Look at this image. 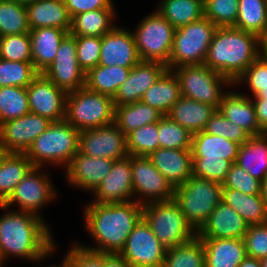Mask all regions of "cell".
<instances>
[{
	"mask_svg": "<svg viewBox=\"0 0 267 267\" xmlns=\"http://www.w3.org/2000/svg\"><path fill=\"white\" fill-rule=\"evenodd\" d=\"M0 209L6 211L0 216V250L5 261L11 256L31 262L43 261L56 250L44 218L29 212L7 211L3 204Z\"/></svg>",
	"mask_w": 267,
	"mask_h": 267,
	"instance_id": "6da1fadb",
	"label": "cell"
},
{
	"mask_svg": "<svg viewBox=\"0 0 267 267\" xmlns=\"http://www.w3.org/2000/svg\"><path fill=\"white\" fill-rule=\"evenodd\" d=\"M85 206V226L93 241H96V246H80L98 253L119 254L142 218L143 205L133 199L121 203H89Z\"/></svg>",
	"mask_w": 267,
	"mask_h": 267,
	"instance_id": "7a4b0ae2",
	"label": "cell"
},
{
	"mask_svg": "<svg viewBox=\"0 0 267 267\" xmlns=\"http://www.w3.org/2000/svg\"><path fill=\"white\" fill-rule=\"evenodd\" d=\"M262 54V39L235 27L216 29L204 64L233 84Z\"/></svg>",
	"mask_w": 267,
	"mask_h": 267,
	"instance_id": "3957f363",
	"label": "cell"
},
{
	"mask_svg": "<svg viewBox=\"0 0 267 267\" xmlns=\"http://www.w3.org/2000/svg\"><path fill=\"white\" fill-rule=\"evenodd\" d=\"M80 131L66 120L51 122L25 152L34 167L48 164L65 169L79 151Z\"/></svg>",
	"mask_w": 267,
	"mask_h": 267,
	"instance_id": "277c9868",
	"label": "cell"
},
{
	"mask_svg": "<svg viewBox=\"0 0 267 267\" xmlns=\"http://www.w3.org/2000/svg\"><path fill=\"white\" fill-rule=\"evenodd\" d=\"M173 200L198 231L222 201V184L192 175L184 184L175 187Z\"/></svg>",
	"mask_w": 267,
	"mask_h": 267,
	"instance_id": "5b68a950",
	"label": "cell"
},
{
	"mask_svg": "<svg viewBox=\"0 0 267 267\" xmlns=\"http://www.w3.org/2000/svg\"><path fill=\"white\" fill-rule=\"evenodd\" d=\"M113 98L86 87L67 93L65 120L79 131L114 123Z\"/></svg>",
	"mask_w": 267,
	"mask_h": 267,
	"instance_id": "8992f818",
	"label": "cell"
},
{
	"mask_svg": "<svg viewBox=\"0 0 267 267\" xmlns=\"http://www.w3.org/2000/svg\"><path fill=\"white\" fill-rule=\"evenodd\" d=\"M142 217L167 249L184 244L197 236V231L173 199L143 205Z\"/></svg>",
	"mask_w": 267,
	"mask_h": 267,
	"instance_id": "52a82bcc",
	"label": "cell"
},
{
	"mask_svg": "<svg viewBox=\"0 0 267 267\" xmlns=\"http://www.w3.org/2000/svg\"><path fill=\"white\" fill-rule=\"evenodd\" d=\"M218 27L205 16L175 30L167 68L205 62L209 45Z\"/></svg>",
	"mask_w": 267,
	"mask_h": 267,
	"instance_id": "ba28073f",
	"label": "cell"
},
{
	"mask_svg": "<svg viewBox=\"0 0 267 267\" xmlns=\"http://www.w3.org/2000/svg\"><path fill=\"white\" fill-rule=\"evenodd\" d=\"M172 70L179 79L182 96L210 104L217 109L226 93L222 88L234 85L228 78L210 69L204 63L183 65Z\"/></svg>",
	"mask_w": 267,
	"mask_h": 267,
	"instance_id": "9c48e42d",
	"label": "cell"
},
{
	"mask_svg": "<svg viewBox=\"0 0 267 267\" xmlns=\"http://www.w3.org/2000/svg\"><path fill=\"white\" fill-rule=\"evenodd\" d=\"M140 22L132 31L140 60L167 66L176 29L157 10Z\"/></svg>",
	"mask_w": 267,
	"mask_h": 267,
	"instance_id": "30bf717a",
	"label": "cell"
},
{
	"mask_svg": "<svg viewBox=\"0 0 267 267\" xmlns=\"http://www.w3.org/2000/svg\"><path fill=\"white\" fill-rule=\"evenodd\" d=\"M50 179L49 175L44 173L43 167H33L16 185L12 195L3 205L10 208L16 203L18 211L42 217L39 214L40 209L51 203L57 194Z\"/></svg>",
	"mask_w": 267,
	"mask_h": 267,
	"instance_id": "8fae6325",
	"label": "cell"
},
{
	"mask_svg": "<svg viewBox=\"0 0 267 267\" xmlns=\"http://www.w3.org/2000/svg\"><path fill=\"white\" fill-rule=\"evenodd\" d=\"M131 171L136 202L145 205L173 199L175 188L154 167L148 157L131 156Z\"/></svg>",
	"mask_w": 267,
	"mask_h": 267,
	"instance_id": "7c38bea8",
	"label": "cell"
},
{
	"mask_svg": "<svg viewBox=\"0 0 267 267\" xmlns=\"http://www.w3.org/2000/svg\"><path fill=\"white\" fill-rule=\"evenodd\" d=\"M167 248L142 217L119 253L132 267H162Z\"/></svg>",
	"mask_w": 267,
	"mask_h": 267,
	"instance_id": "4fadbf2b",
	"label": "cell"
},
{
	"mask_svg": "<svg viewBox=\"0 0 267 267\" xmlns=\"http://www.w3.org/2000/svg\"><path fill=\"white\" fill-rule=\"evenodd\" d=\"M79 152L112 160L125 158L128 156L127 135L115 123L80 131Z\"/></svg>",
	"mask_w": 267,
	"mask_h": 267,
	"instance_id": "5bb4252c",
	"label": "cell"
},
{
	"mask_svg": "<svg viewBox=\"0 0 267 267\" xmlns=\"http://www.w3.org/2000/svg\"><path fill=\"white\" fill-rule=\"evenodd\" d=\"M42 73L66 93L85 87V72L78 64L72 35L68 34L63 39L54 61Z\"/></svg>",
	"mask_w": 267,
	"mask_h": 267,
	"instance_id": "9a60e30c",
	"label": "cell"
},
{
	"mask_svg": "<svg viewBox=\"0 0 267 267\" xmlns=\"http://www.w3.org/2000/svg\"><path fill=\"white\" fill-rule=\"evenodd\" d=\"M30 112L51 122L65 120L67 93L57 87L43 73H39L27 86Z\"/></svg>",
	"mask_w": 267,
	"mask_h": 267,
	"instance_id": "2e32d148",
	"label": "cell"
},
{
	"mask_svg": "<svg viewBox=\"0 0 267 267\" xmlns=\"http://www.w3.org/2000/svg\"><path fill=\"white\" fill-rule=\"evenodd\" d=\"M50 124L47 118L29 112L0 126V142L8 153H25Z\"/></svg>",
	"mask_w": 267,
	"mask_h": 267,
	"instance_id": "e0dca14e",
	"label": "cell"
},
{
	"mask_svg": "<svg viewBox=\"0 0 267 267\" xmlns=\"http://www.w3.org/2000/svg\"><path fill=\"white\" fill-rule=\"evenodd\" d=\"M167 69L163 63L140 60L131 68L127 79L115 93L114 107L140 101L146 90L155 84Z\"/></svg>",
	"mask_w": 267,
	"mask_h": 267,
	"instance_id": "ac0fdd59",
	"label": "cell"
},
{
	"mask_svg": "<svg viewBox=\"0 0 267 267\" xmlns=\"http://www.w3.org/2000/svg\"><path fill=\"white\" fill-rule=\"evenodd\" d=\"M92 193L95 199L90 203L110 204L132 201L134 193L131 156L114 160L110 173Z\"/></svg>",
	"mask_w": 267,
	"mask_h": 267,
	"instance_id": "d6986e66",
	"label": "cell"
},
{
	"mask_svg": "<svg viewBox=\"0 0 267 267\" xmlns=\"http://www.w3.org/2000/svg\"><path fill=\"white\" fill-rule=\"evenodd\" d=\"M139 61L134 35L127 28L115 26L101 37L99 65L132 68Z\"/></svg>",
	"mask_w": 267,
	"mask_h": 267,
	"instance_id": "ffe728a7",
	"label": "cell"
},
{
	"mask_svg": "<svg viewBox=\"0 0 267 267\" xmlns=\"http://www.w3.org/2000/svg\"><path fill=\"white\" fill-rule=\"evenodd\" d=\"M113 163L112 159L86 156L78 151L65 169L66 182L93 192L110 173Z\"/></svg>",
	"mask_w": 267,
	"mask_h": 267,
	"instance_id": "44dd1931",
	"label": "cell"
},
{
	"mask_svg": "<svg viewBox=\"0 0 267 267\" xmlns=\"http://www.w3.org/2000/svg\"><path fill=\"white\" fill-rule=\"evenodd\" d=\"M248 226L245 220L231 206L221 201L197 231V236L199 238L213 239H244Z\"/></svg>",
	"mask_w": 267,
	"mask_h": 267,
	"instance_id": "7402d4cb",
	"label": "cell"
},
{
	"mask_svg": "<svg viewBox=\"0 0 267 267\" xmlns=\"http://www.w3.org/2000/svg\"><path fill=\"white\" fill-rule=\"evenodd\" d=\"M148 158L174 188L193 175L191 150L159 148Z\"/></svg>",
	"mask_w": 267,
	"mask_h": 267,
	"instance_id": "603a6c76",
	"label": "cell"
},
{
	"mask_svg": "<svg viewBox=\"0 0 267 267\" xmlns=\"http://www.w3.org/2000/svg\"><path fill=\"white\" fill-rule=\"evenodd\" d=\"M218 110L223 116L245 130L250 136L262 135L265 132L259 127L252 97L234 91L226 92Z\"/></svg>",
	"mask_w": 267,
	"mask_h": 267,
	"instance_id": "cb8c5ba5",
	"label": "cell"
},
{
	"mask_svg": "<svg viewBox=\"0 0 267 267\" xmlns=\"http://www.w3.org/2000/svg\"><path fill=\"white\" fill-rule=\"evenodd\" d=\"M200 239L204 246L205 267H238L247 257L244 239Z\"/></svg>",
	"mask_w": 267,
	"mask_h": 267,
	"instance_id": "d4e9b609",
	"label": "cell"
},
{
	"mask_svg": "<svg viewBox=\"0 0 267 267\" xmlns=\"http://www.w3.org/2000/svg\"><path fill=\"white\" fill-rule=\"evenodd\" d=\"M68 34L66 30L52 27L30 30L32 63L39 73L54 61L61 42Z\"/></svg>",
	"mask_w": 267,
	"mask_h": 267,
	"instance_id": "484cf974",
	"label": "cell"
},
{
	"mask_svg": "<svg viewBox=\"0 0 267 267\" xmlns=\"http://www.w3.org/2000/svg\"><path fill=\"white\" fill-rule=\"evenodd\" d=\"M30 30L52 27L70 31L71 16L62 0H35L26 6Z\"/></svg>",
	"mask_w": 267,
	"mask_h": 267,
	"instance_id": "4316f807",
	"label": "cell"
},
{
	"mask_svg": "<svg viewBox=\"0 0 267 267\" xmlns=\"http://www.w3.org/2000/svg\"><path fill=\"white\" fill-rule=\"evenodd\" d=\"M218 109L210 104L201 103L185 96L176 101L167 116L194 134L204 131L207 122Z\"/></svg>",
	"mask_w": 267,
	"mask_h": 267,
	"instance_id": "83f0119b",
	"label": "cell"
},
{
	"mask_svg": "<svg viewBox=\"0 0 267 267\" xmlns=\"http://www.w3.org/2000/svg\"><path fill=\"white\" fill-rule=\"evenodd\" d=\"M239 144L204 131L192 134V159L227 160L236 163Z\"/></svg>",
	"mask_w": 267,
	"mask_h": 267,
	"instance_id": "f1b7e54d",
	"label": "cell"
},
{
	"mask_svg": "<svg viewBox=\"0 0 267 267\" xmlns=\"http://www.w3.org/2000/svg\"><path fill=\"white\" fill-rule=\"evenodd\" d=\"M181 96L177 75L173 70L167 69L158 81L146 90L140 101L167 115Z\"/></svg>",
	"mask_w": 267,
	"mask_h": 267,
	"instance_id": "f546056e",
	"label": "cell"
},
{
	"mask_svg": "<svg viewBox=\"0 0 267 267\" xmlns=\"http://www.w3.org/2000/svg\"><path fill=\"white\" fill-rule=\"evenodd\" d=\"M222 202L231 206L248 225L267 222V209L260 194H245L232 188H222Z\"/></svg>",
	"mask_w": 267,
	"mask_h": 267,
	"instance_id": "4dcf8cb0",
	"label": "cell"
},
{
	"mask_svg": "<svg viewBox=\"0 0 267 267\" xmlns=\"http://www.w3.org/2000/svg\"><path fill=\"white\" fill-rule=\"evenodd\" d=\"M236 164L262 181L267 175V133L251 136L239 145Z\"/></svg>",
	"mask_w": 267,
	"mask_h": 267,
	"instance_id": "1f68e13d",
	"label": "cell"
},
{
	"mask_svg": "<svg viewBox=\"0 0 267 267\" xmlns=\"http://www.w3.org/2000/svg\"><path fill=\"white\" fill-rule=\"evenodd\" d=\"M115 8L97 9L75 15L71 19L72 36H97L102 37L110 32L116 25Z\"/></svg>",
	"mask_w": 267,
	"mask_h": 267,
	"instance_id": "d6a6232c",
	"label": "cell"
},
{
	"mask_svg": "<svg viewBox=\"0 0 267 267\" xmlns=\"http://www.w3.org/2000/svg\"><path fill=\"white\" fill-rule=\"evenodd\" d=\"M164 115L157 109L138 101L115 107L114 123L128 135L133 130L159 122Z\"/></svg>",
	"mask_w": 267,
	"mask_h": 267,
	"instance_id": "836d02e7",
	"label": "cell"
},
{
	"mask_svg": "<svg viewBox=\"0 0 267 267\" xmlns=\"http://www.w3.org/2000/svg\"><path fill=\"white\" fill-rule=\"evenodd\" d=\"M34 167L25 153H8L0 165V204H4L16 185Z\"/></svg>",
	"mask_w": 267,
	"mask_h": 267,
	"instance_id": "e575fe53",
	"label": "cell"
},
{
	"mask_svg": "<svg viewBox=\"0 0 267 267\" xmlns=\"http://www.w3.org/2000/svg\"><path fill=\"white\" fill-rule=\"evenodd\" d=\"M131 68L97 65L85 74V87L93 92L114 97L127 79Z\"/></svg>",
	"mask_w": 267,
	"mask_h": 267,
	"instance_id": "d590c367",
	"label": "cell"
},
{
	"mask_svg": "<svg viewBox=\"0 0 267 267\" xmlns=\"http://www.w3.org/2000/svg\"><path fill=\"white\" fill-rule=\"evenodd\" d=\"M157 12L175 29L204 17V0H162Z\"/></svg>",
	"mask_w": 267,
	"mask_h": 267,
	"instance_id": "8d00e7d4",
	"label": "cell"
},
{
	"mask_svg": "<svg viewBox=\"0 0 267 267\" xmlns=\"http://www.w3.org/2000/svg\"><path fill=\"white\" fill-rule=\"evenodd\" d=\"M235 28L267 37V0H239V11Z\"/></svg>",
	"mask_w": 267,
	"mask_h": 267,
	"instance_id": "74e56055",
	"label": "cell"
},
{
	"mask_svg": "<svg viewBox=\"0 0 267 267\" xmlns=\"http://www.w3.org/2000/svg\"><path fill=\"white\" fill-rule=\"evenodd\" d=\"M162 267H205V253L202 240H192L167 249Z\"/></svg>",
	"mask_w": 267,
	"mask_h": 267,
	"instance_id": "f35d334b",
	"label": "cell"
},
{
	"mask_svg": "<svg viewBox=\"0 0 267 267\" xmlns=\"http://www.w3.org/2000/svg\"><path fill=\"white\" fill-rule=\"evenodd\" d=\"M29 32L26 6L13 0H0V37Z\"/></svg>",
	"mask_w": 267,
	"mask_h": 267,
	"instance_id": "ab89813d",
	"label": "cell"
},
{
	"mask_svg": "<svg viewBox=\"0 0 267 267\" xmlns=\"http://www.w3.org/2000/svg\"><path fill=\"white\" fill-rule=\"evenodd\" d=\"M29 112L27 88L17 86L0 87V126Z\"/></svg>",
	"mask_w": 267,
	"mask_h": 267,
	"instance_id": "60d3db41",
	"label": "cell"
},
{
	"mask_svg": "<svg viewBox=\"0 0 267 267\" xmlns=\"http://www.w3.org/2000/svg\"><path fill=\"white\" fill-rule=\"evenodd\" d=\"M160 148L191 150L192 133L164 115L158 122Z\"/></svg>",
	"mask_w": 267,
	"mask_h": 267,
	"instance_id": "b9f144b4",
	"label": "cell"
},
{
	"mask_svg": "<svg viewBox=\"0 0 267 267\" xmlns=\"http://www.w3.org/2000/svg\"><path fill=\"white\" fill-rule=\"evenodd\" d=\"M39 74L32 62L7 61L0 58V87H24Z\"/></svg>",
	"mask_w": 267,
	"mask_h": 267,
	"instance_id": "7bdbcfd3",
	"label": "cell"
},
{
	"mask_svg": "<svg viewBox=\"0 0 267 267\" xmlns=\"http://www.w3.org/2000/svg\"><path fill=\"white\" fill-rule=\"evenodd\" d=\"M160 148L158 122L142 126L127 135L129 156H146Z\"/></svg>",
	"mask_w": 267,
	"mask_h": 267,
	"instance_id": "ee69618b",
	"label": "cell"
},
{
	"mask_svg": "<svg viewBox=\"0 0 267 267\" xmlns=\"http://www.w3.org/2000/svg\"><path fill=\"white\" fill-rule=\"evenodd\" d=\"M239 0H204V16L219 27H234Z\"/></svg>",
	"mask_w": 267,
	"mask_h": 267,
	"instance_id": "f6af8a7d",
	"label": "cell"
},
{
	"mask_svg": "<svg viewBox=\"0 0 267 267\" xmlns=\"http://www.w3.org/2000/svg\"><path fill=\"white\" fill-rule=\"evenodd\" d=\"M0 58L7 61L32 62L29 33L0 37Z\"/></svg>",
	"mask_w": 267,
	"mask_h": 267,
	"instance_id": "bcb514c9",
	"label": "cell"
},
{
	"mask_svg": "<svg viewBox=\"0 0 267 267\" xmlns=\"http://www.w3.org/2000/svg\"><path fill=\"white\" fill-rule=\"evenodd\" d=\"M204 132L210 135L225 137L239 145L245 143L251 137L241 127L226 119L219 110L207 122Z\"/></svg>",
	"mask_w": 267,
	"mask_h": 267,
	"instance_id": "7dc6e473",
	"label": "cell"
},
{
	"mask_svg": "<svg viewBox=\"0 0 267 267\" xmlns=\"http://www.w3.org/2000/svg\"><path fill=\"white\" fill-rule=\"evenodd\" d=\"M76 43V56L80 68L85 74L99 65L101 52V37L73 36Z\"/></svg>",
	"mask_w": 267,
	"mask_h": 267,
	"instance_id": "c3c4849f",
	"label": "cell"
},
{
	"mask_svg": "<svg viewBox=\"0 0 267 267\" xmlns=\"http://www.w3.org/2000/svg\"><path fill=\"white\" fill-rule=\"evenodd\" d=\"M222 188H232L245 194H260L261 181L252 177L245 169L233 163L227 173Z\"/></svg>",
	"mask_w": 267,
	"mask_h": 267,
	"instance_id": "681fc988",
	"label": "cell"
},
{
	"mask_svg": "<svg viewBox=\"0 0 267 267\" xmlns=\"http://www.w3.org/2000/svg\"><path fill=\"white\" fill-rule=\"evenodd\" d=\"M232 164V162L224 159H192L193 175L222 184L225 181Z\"/></svg>",
	"mask_w": 267,
	"mask_h": 267,
	"instance_id": "f907efd6",
	"label": "cell"
},
{
	"mask_svg": "<svg viewBox=\"0 0 267 267\" xmlns=\"http://www.w3.org/2000/svg\"><path fill=\"white\" fill-rule=\"evenodd\" d=\"M247 83L248 89L256 96L263 87H267V59L261 54L235 81L234 85Z\"/></svg>",
	"mask_w": 267,
	"mask_h": 267,
	"instance_id": "816d5d0a",
	"label": "cell"
},
{
	"mask_svg": "<svg viewBox=\"0 0 267 267\" xmlns=\"http://www.w3.org/2000/svg\"><path fill=\"white\" fill-rule=\"evenodd\" d=\"M247 257L258 260L267 257V222L249 225L244 237Z\"/></svg>",
	"mask_w": 267,
	"mask_h": 267,
	"instance_id": "f5cc1de1",
	"label": "cell"
},
{
	"mask_svg": "<svg viewBox=\"0 0 267 267\" xmlns=\"http://www.w3.org/2000/svg\"><path fill=\"white\" fill-rule=\"evenodd\" d=\"M72 267H104V253L94 252L74 244L67 252Z\"/></svg>",
	"mask_w": 267,
	"mask_h": 267,
	"instance_id": "db71d44e",
	"label": "cell"
},
{
	"mask_svg": "<svg viewBox=\"0 0 267 267\" xmlns=\"http://www.w3.org/2000/svg\"><path fill=\"white\" fill-rule=\"evenodd\" d=\"M64 2L71 18L92 10L114 8L112 0H64Z\"/></svg>",
	"mask_w": 267,
	"mask_h": 267,
	"instance_id": "11a10c76",
	"label": "cell"
},
{
	"mask_svg": "<svg viewBox=\"0 0 267 267\" xmlns=\"http://www.w3.org/2000/svg\"><path fill=\"white\" fill-rule=\"evenodd\" d=\"M259 127L267 133V99H252Z\"/></svg>",
	"mask_w": 267,
	"mask_h": 267,
	"instance_id": "9f6ffc18",
	"label": "cell"
},
{
	"mask_svg": "<svg viewBox=\"0 0 267 267\" xmlns=\"http://www.w3.org/2000/svg\"><path fill=\"white\" fill-rule=\"evenodd\" d=\"M104 267H132L120 254L104 253Z\"/></svg>",
	"mask_w": 267,
	"mask_h": 267,
	"instance_id": "6f0895ef",
	"label": "cell"
},
{
	"mask_svg": "<svg viewBox=\"0 0 267 267\" xmlns=\"http://www.w3.org/2000/svg\"><path fill=\"white\" fill-rule=\"evenodd\" d=\"M238 267H262V264L258 259L246 257Z\"/></svg>",
	"mask_w": 267,
	"mask_h": 267,
	"instance_id": "680465c9",
	"label": "cell"
},
{
	"mask_svg": "<svg viewBox=\"0 0 267 267\" xmlns=\"http://www.w3.org/2000/svg\"><path fill=\"white\" fill-rule=\"evenodd\" d=\"M260 195L262 196V200L264 201L265 207L267 209V175L261 181V192H260Z\"/></svg>",
	"mask_w": 267,
	"mask_h": 267,
	"instance_id": "91938a15",
	"label": "cell"
},
{
	"mask_svg": "<svg viewBox=\"0 0 267 267\" xmlns=\"http://www.w3.org/2000/svg\"><path fill=\"white\" fill-rule=\"evenodd\" d=\"M47 267H72L71 262H70L69 254L67 253L64 256L63 261L61 262V264L59 266L58 265H50V266H47Z\"/></svg>",
	"mask_w": 267,
	"mask_h": 267,
	"instance_id": "94428289",
	"label": "cell"
},
{
	"mask_svg": "<svg viewBox=\"0 0 267 267\" xmlns=\"http://www.w3.org/2000/svg\"><path fill=\"white\" fill-rule=\"evenodd\" d=\"M253 98L254 99H267V87H263V89Z\"/></svg>",
	"mask_w": 267,
	"mask_h": 267,
	"instance_id": "6125c7cd",
	"label": "cell"
},
{
	"mask_svg": "<svg viewBox=\"0 0 267 267\" xmlns=\"http://www.w3.org/2000/svg\"><path fill=\"white\" fill-rule=\"evenodd\" d=\"M7 154L8 152L6 151V148L0 142V165Z\"/></svg>",
	"mask_w": 267,
	"mask_h": 267,
	"instance_id": "be15d7a7",
	"label": "cell"
},
{
	"mask_svg": "<svg viewBox=\"0 0 267 267\" xmlns=\"http://www.w3.org/2000/svg\"><path fill=\"white\" fill-rule=\"evenodd\" d=\"M262 55L267 59V37L262 39Z\"/></svg>",
	"mask_w": 267,
	"mask_h": 267,
	"instance_id": "e7e4bbea",
	"label": "cell"
},
{
	"mask_svg": "<svg viewBox=\"0 0 267 267\" xmlns=\"http://www.w3.org/2000/svg\"><path fill=\"white\" fill-rule=\"evenodd\" d=\"M19 4L25 5L27 6L28 4H31L32 2H34L35 0H13Z\"/></svg>",
	"mask_w": 267,
	"mask_h": 267,
	"instance_id": "03108f58",
	"label": "cell"
},
{
	"mask_svg": "<svg viewBox=\"0 0 267 267\" xmlns=\"http://www.w3.org/2000/svg\"><path fill=\"white\" fill-rule=\"evenodd\" d=\"M5 259L2 256L1 250H0V267H2L5 263Z\"/></svg>",
	"mask_w": 267,
	"mask_h": 267,
	"instance_id": "003e7915",
	"label": "cell"
},
{
	"mask_svg": "<svg viewBox=\"0 0 267 267\" xmlns=\"http://www.w3.org/2000/svg\"><path fill=\"white\" fill-rule=\"evenodd\" d=\"M260 261H261L262 267H267V257L264 259H261Z\"/></svg>",
	"mask_w": 267,
	"mask_h": 267,
	"instance_id": "a7ac6f4b",
	"label": "cell"
}]
</instances>
